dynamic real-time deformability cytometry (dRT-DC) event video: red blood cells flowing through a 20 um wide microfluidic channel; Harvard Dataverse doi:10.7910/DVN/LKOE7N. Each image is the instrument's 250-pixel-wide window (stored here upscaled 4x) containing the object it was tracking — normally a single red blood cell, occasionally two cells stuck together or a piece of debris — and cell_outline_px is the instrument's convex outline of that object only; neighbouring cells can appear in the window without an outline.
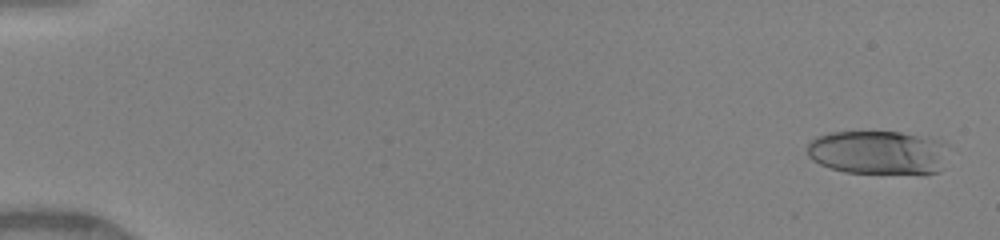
{"species": "human", "species_latin": "Homo sapiens", "temperature_condition": "warm", "stored_images_in_passage": 49, "camera_frame_rate_fps": 3000, "um_per_image_px": 0.085, "donor": {"sex": "female"}, "frame": {"image": 1, "passage_image": 2, "time_ms": 0.333, "image_size_px": [1000, 240], "cell_outline_px": [[940, 172], [924, 176], [844, 172], [820, 164], [812, 160], [808, 156], [808, 144], [816, 136], [828, 132], [900, 132], [940, 140]], "centroid_in_image_um": [74.55, 13.0], "position_along_channel_um": 10.5, "area_um2": 36.07}}
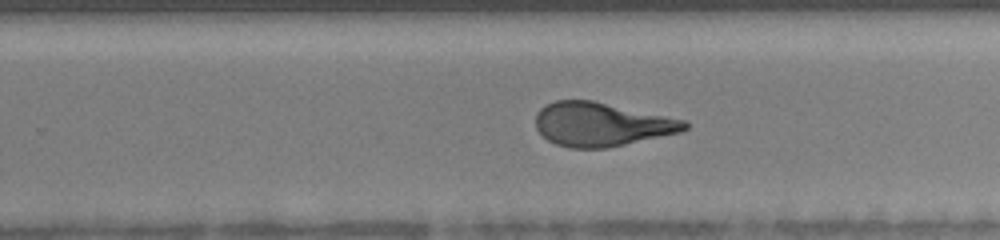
{"frame": {"image": 2, "passage_image": 33, "time_ms": 10.667, "image_size_px": [1000, 240], "cell_outline_px": [[688, 128], [680, 132], [608, 148], [568, 148], [556, 144], [548, 140], [536, 128], [536, 112], [540, 108], [556, 100], [592, 100], [688, 120]], "centroid_in_image_um": [51.14, 10.56], "position_along_channel_um": 278.7, "area_um2": 38.09}}
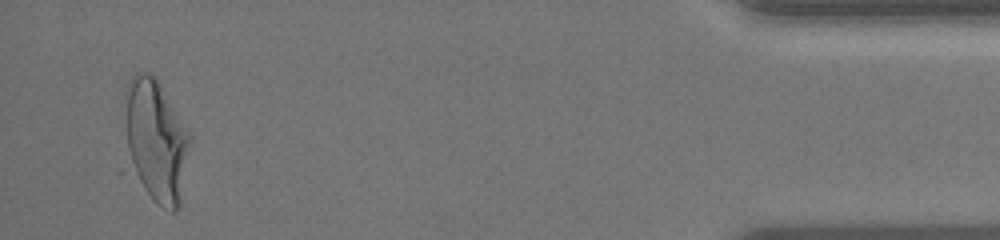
{"frame": {"image": 3, "passage_image": 48, "time_ms": 15.667, "image_size_px": [1000, 240], "cell_outline_px": [[192, 136], [180, 204], [176, 212], [172, 212], [156, 204], [116, 172], [124, 88], [128, 80], [136, 72], [148, 72], [156, 76]], "centroid_in_image_um": [12.99, 12.08], "position_along_channel_um": 422.2, "area_um2": 52.83}, "authors_computed_cell_mechanics": {"area_um2": 38.4948, "velocity_mm_per_s": 4.1559, "shape_relaxation_time_tau1_ms": 5.674, "shape_relaxation_time_tau2_ms": 1.1424, "deformation_change_tau1": 0.2613, "deformation_change_tau2": 0.1052}}